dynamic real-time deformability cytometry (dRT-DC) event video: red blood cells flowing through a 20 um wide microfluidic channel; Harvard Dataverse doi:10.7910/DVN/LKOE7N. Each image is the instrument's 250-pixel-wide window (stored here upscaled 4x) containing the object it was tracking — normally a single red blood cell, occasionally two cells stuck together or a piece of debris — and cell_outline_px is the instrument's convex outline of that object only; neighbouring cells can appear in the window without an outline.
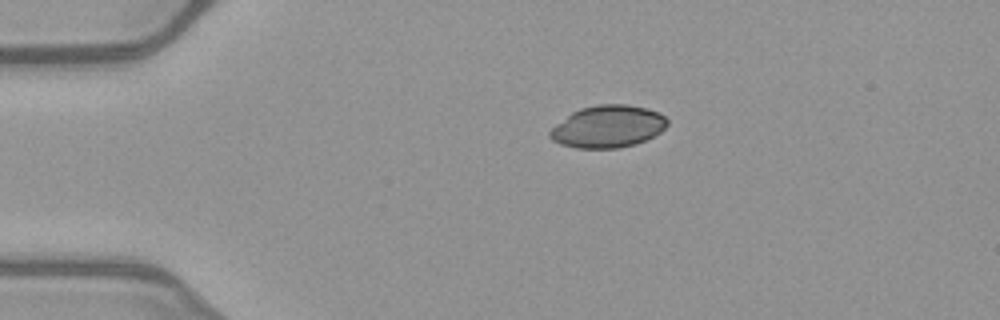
{"species": "common noctule bat (a hibernating species)", "species_latin": "Nyctalus noctula", "temperature_condition": "warm", "stored_images_in_passage": 41, "camera_frame_rate_fps": 3000, "um_per_image_px": 0.085, "animal": {"sex": "female", "body_mass_g": 21.9}, "frame": {"image": 1, "passage_image": 1, "time_ms": 0.0, "image_size_px": [1000, 320], "cell_outline_px": [[668, 124], [660, 132], [636, 144], [620, 148], [576, 148], [560, 144], [552, 140], [548, 136], [548, 132], [556, 124], [572, 112], [580, 108], [596, 104], [628, 104], [648, 108], [664, 116], [668, 120]], "centroid_in_image_um": [51.65, 10.75], "position_along_channel_um": 33.3, "area_um2": 28.96}}
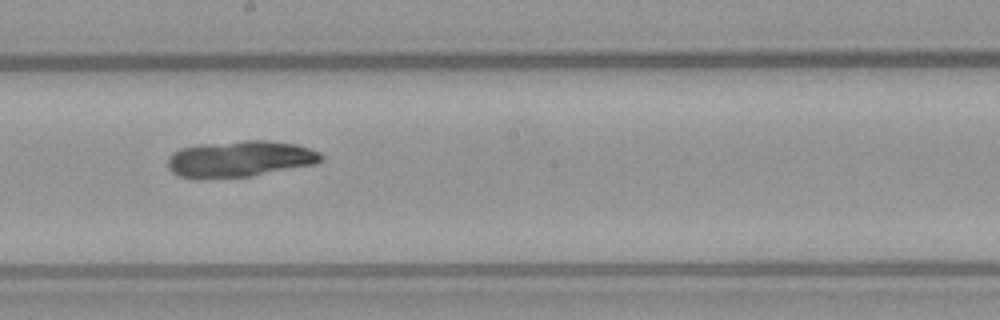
{"frame": {"image": 2, "passage_image": 19, "time_ms": 6.0, "image_size_px": [1000, 320], "cell_outline_px": [[324, 160], [316, 164], [252, 176], [204, 180], [192, 180], [180, 176], [172, 172], [168, 168], [168, 156], [172, 152], [180, 148], [200, 144], [244, 140], [268, 140], [296, 144], [320, 152], [324, 156]], "centroid_in_image_um": [20.36, 13.52], "position_along_channel_um": 227.8, "area_um2": 33.23}}
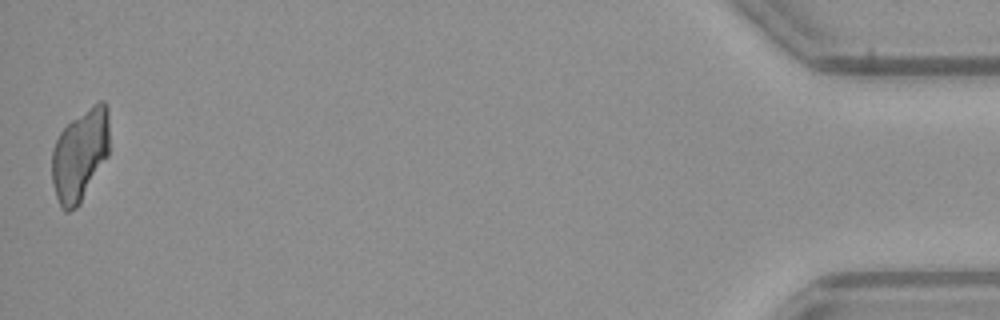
{"frame": {"image": 3, "passage_image": 41, "time_ms": 13.333, "image_size_px": [1000, 320], "cell_outline_px": [[108, 156], [80, 204], [76, 208], [68, 212], [64, 212], [60, 208], [52, 184], [52, 148], [60, 132], [72, 120], [100, 100], [104, 100], [108, 108]], "centroid_in_image_um": [6.79, 13.22], "position_along_channel_um": 428.4, "area_um2": 30.87}}